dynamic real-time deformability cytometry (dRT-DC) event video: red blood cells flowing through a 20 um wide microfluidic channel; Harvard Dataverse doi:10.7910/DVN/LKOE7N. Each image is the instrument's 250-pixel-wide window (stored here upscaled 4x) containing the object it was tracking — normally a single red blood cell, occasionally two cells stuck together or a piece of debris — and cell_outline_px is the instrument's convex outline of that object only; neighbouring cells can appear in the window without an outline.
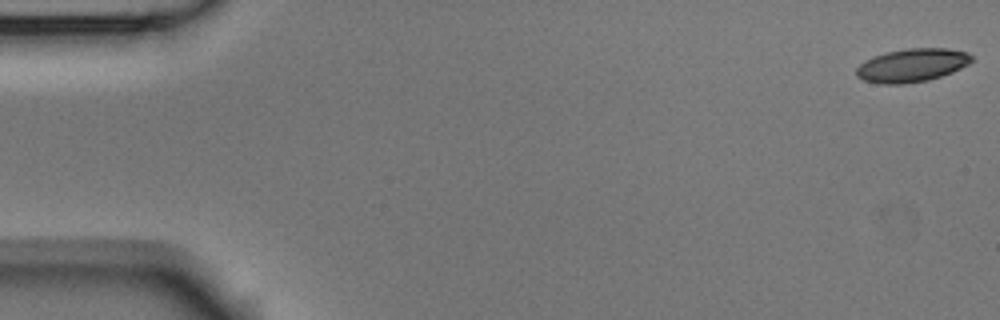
{"species": "Egyptian fruit bat (a non-hibernating species)", "species_latin": "Rousettus aegyptiacus", "temperature_condition": "room temperature", "stored_images_in_passage": 4, "camera_frame_rate_fps": 3000, "um_per_image_px": 0.085, "animal": {"sex": "male"}, "frame": {"image": 1, "passage_image": 1, "time_ms": 0.0, "image_size_px": [1000, 320], "cell_outline_px": [[972, 60], [968, 64], [952, 72], [928, 80], [904, 84], [880, 84], [864, 80], [856, 76], [856, 68], [864, 60], [872, 56], [884, 52], [908, 48], [948, 48], [968, 52], [972, 56]], "centroid_in_image_um": [77.49, 5.54], "position_along_channel_um": 7.5, "area_um2": 22.54}}
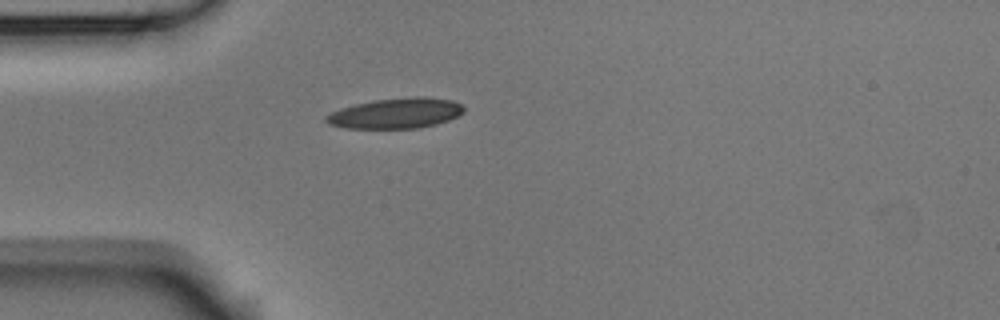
{"frame": {"image": 2, "passage_image": 4, "time_ms": 1.0, "image_size_px": [1000, 320], "cell_outline_px": [[464, 112], [448, 120], [436, 124], [416, 128], [348, 128], [328, 124], [324, 120], [324, 116], [340, 108], [356, 104], [376, 100], [416, 96], [424, 96], [452, 100], [460, 104], [464, 108]], "centroid_in_image_um": [33.64, 9.62], "position_along_channel_um": 51.4, "area_um2": 24.22}}